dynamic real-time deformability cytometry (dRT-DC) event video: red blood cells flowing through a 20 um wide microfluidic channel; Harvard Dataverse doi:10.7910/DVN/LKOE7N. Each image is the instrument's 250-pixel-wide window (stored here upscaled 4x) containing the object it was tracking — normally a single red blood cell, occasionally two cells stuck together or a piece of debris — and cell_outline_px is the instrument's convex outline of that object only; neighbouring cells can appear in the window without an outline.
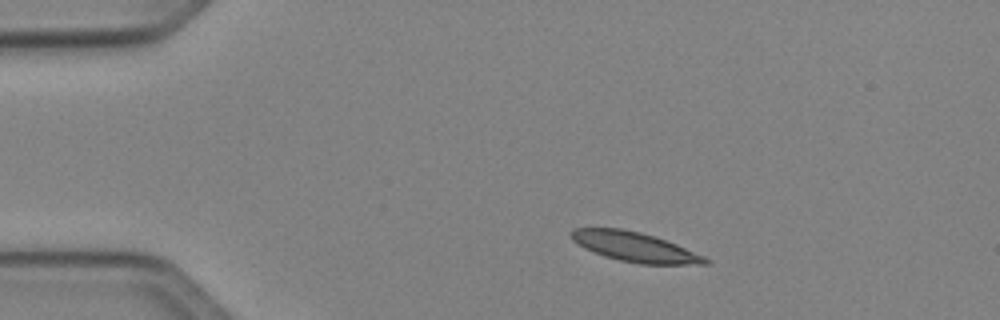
{"species": "Egyptian fruit bat (a non-hibernating species)", "species_latin": "Rousettus aegyptiacus", "temperature_condition": "cold", "stored_images_in_passage": 5, "camera_frame_rate_fps": 3000, "um_per_image_px": 0.085, "animal": {"sex": "female"}, "frame": {"image": 1, "passage_image": 1, "time_ms": 0.0, "image_size_px": [1000, 320], "cell_outline_px": [[712, 260], [708, 264], [640, 264], [620, 260], [604, 256], [584, 248], [572, 240], [568, 236], [572, 228], [620, 228], [640, 232], [656, 236], [676, 244], [704, 256]], "centroid_in_image_um": [53.93, 20.98], "position_along_channel_um": 31.1, "area_um2": 23.18}}
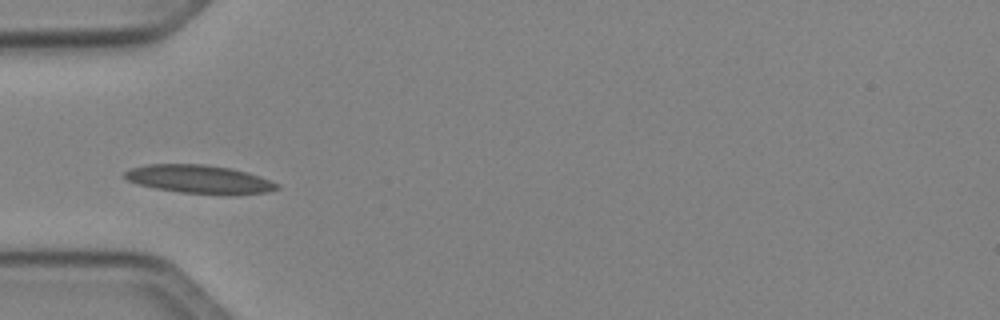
{"frame": {"image": 2, "passage_image": 4, "time_ms": 2.333, "image_size_px": [1000, 320], "cell_outline_px": [[280, 188], [268, 192], [232, 196], [224, 196], [180, 192], [156, 188], [136, 184], [120, 176], [124, 172], [132, 168], [144, 164], [204, 164], [232, 168], [248, 172], [260, 176], [280, 184]], "centroid_in_image_um": [16.98, 15.25], "position_along_channel_um": 68.0, "area_um2": 25.89}}
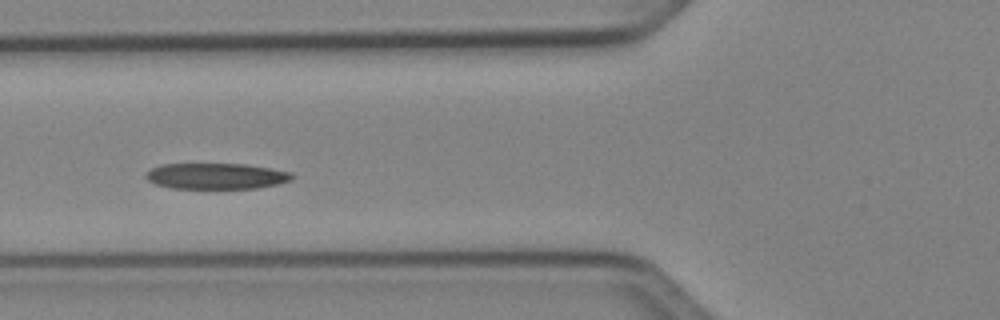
{"frame": {"image": 3, "passage_image": 5, "time_ms": 3.333, "image_size_px": [1000, 320], "cell_outline_px": [[296, 176], [292, 180], [276, 184], [256, 188], [172, 188], [156, 184], [148, 180], [144, 176], [152, 168], [160, 164], [244, 164], [272, 168], [292, 172]], "centroid_in_image_um": [18.41, 14.96], "position_along_channel_um": 107.4, "area_um2": 22.08}}